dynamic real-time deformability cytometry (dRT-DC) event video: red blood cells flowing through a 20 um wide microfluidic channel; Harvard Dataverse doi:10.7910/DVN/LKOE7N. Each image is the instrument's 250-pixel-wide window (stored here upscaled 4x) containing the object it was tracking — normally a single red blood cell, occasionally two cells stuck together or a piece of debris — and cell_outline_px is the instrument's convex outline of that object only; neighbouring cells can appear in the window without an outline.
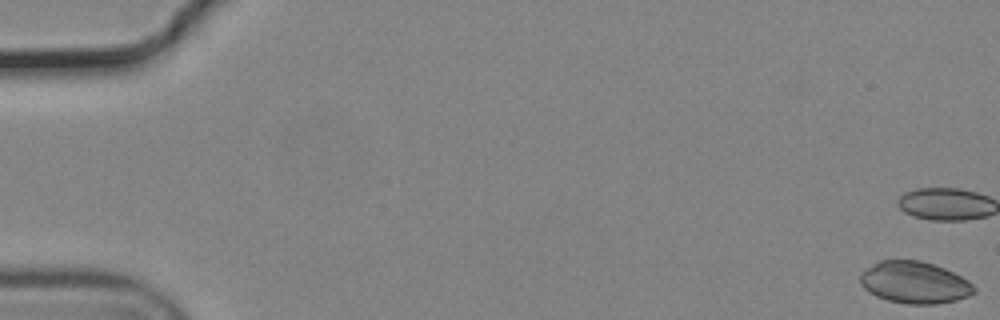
{"species": "common noctule bat (a hibernating species)", "species_latin": "Nyctalus noctula", "temperature_condition": "cold", "stored_images_in_passage": 57, "camera_frame_rate_fps": 3000, "um_per_image_px": 0.085, "animal": {"sex": "male", "body_mass_g": 19.2, "forearm_length_mm": 51.8}, "frame": {"image": 1, "passage_image": 1, "time_ms": 0.0, "image_size_px": [1000, 320], "cell_outline_px": [[976, 292], [968, 296], [956, 300], [936, 304], [908, 304], [888, 300], [876, 296], [868, 292], [860, 284], [860, 272], [880, 260], [920, 260], [944, 268], [968, 280], [976, 288]], "centroid_in_image_um": [77.72, 24.01], "position_along_channel_um": 7.3, "area_um2": 27.8}}